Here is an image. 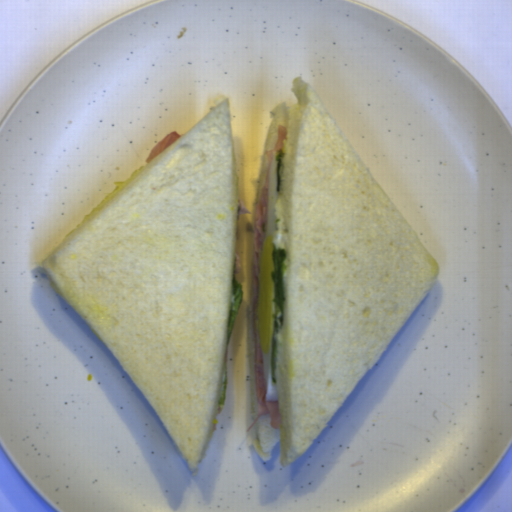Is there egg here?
Here are the masks:
<instances>
[{"label":"egg","mask_w":512,"mask_h":512,"mask_svg":"<svg viewBox=\"0 0 512 512\" xmlns=\"http://www.w3.org/2000/svg\"><path fill=\"white\" fill-rule=\"evenodd\" d=\"M278 154L273 152L272 163L269 171L266 225L259 263V288L257 302V332L262 358L263 392L265 402L276 403L278 401L277 382H273L271 373L272 350L275 327V298L272 272L274 260L272 251L277 249L274 244L277 229V213L275 207L279 200L277 191Z\"/></svg>","instance_id":"egg-1"}]
</instances>
